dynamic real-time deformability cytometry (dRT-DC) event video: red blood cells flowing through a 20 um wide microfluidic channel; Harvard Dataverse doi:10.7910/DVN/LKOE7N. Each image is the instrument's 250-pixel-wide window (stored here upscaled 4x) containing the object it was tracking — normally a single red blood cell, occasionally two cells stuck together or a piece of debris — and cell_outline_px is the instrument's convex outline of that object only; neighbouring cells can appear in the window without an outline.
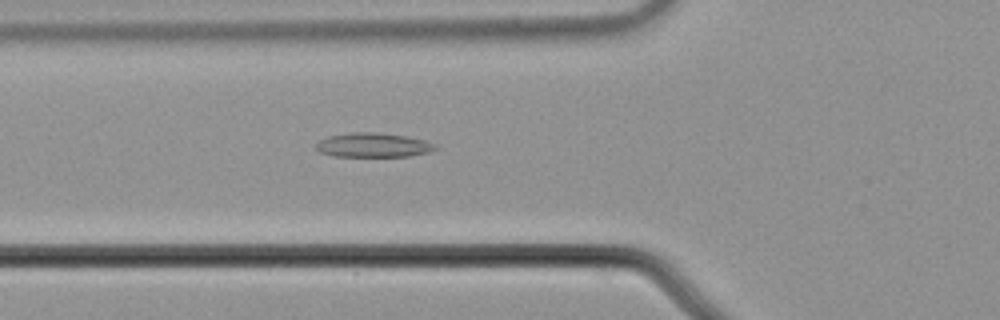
{"species": "common noctule bat (a hibernating species)", "species_latin": "Nyctalus noctula", "temperature_condition": "cold", "stored_images_in_passage": 45, "camera_frame_rate_fps": 3000, "um_per_image_px": 0.085, "animal": {"sex": "male", "body_mass_g": 21.5, "forearm_length_mm": 52.0}, "frame": {"image": 1, "passage_image": 10, "time_ms": 3.0, "image_size_px": [1000, 320], "cell_outline_px": [[440, 148], [432, 152], [408, 156], [332, 156], [320, 152], [316, 148], [316, 144], [320, 140], [328, 136], [348, 132], [376, 132], [408, 136], [424, 140], [436, 144]], "centroid_in_image_um": [31.77, 12.32], "position_along_channel_um": 94.0, "area_um2": 17.11}}
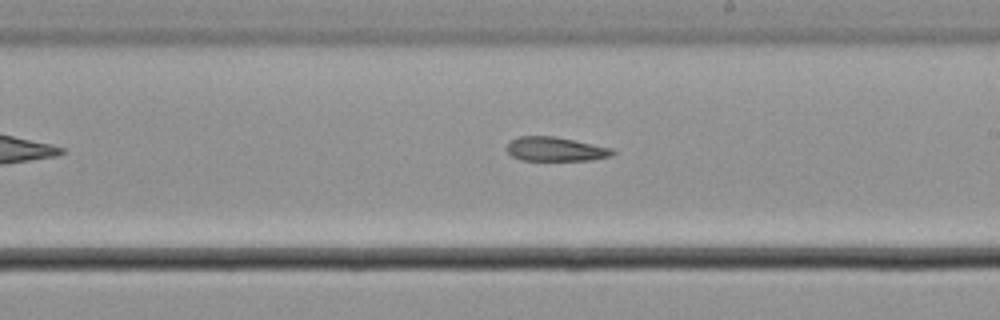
{"frame": {"image": 2, "passage_image": 22, "time_ms": 7.0, "image_size_px": [1000, 320], "cell_outline_px": [[616, 152], [612, 156], [592, 160], [520, 160], [512, 156], [508, 152], [508, 144], [512, 140], [520, 136], [552, 136], [612, 148]], "centroid_in_image_um": [47.24, 12.69], "position_along_channel_um": 241.8, "area_um2": 14.68}}
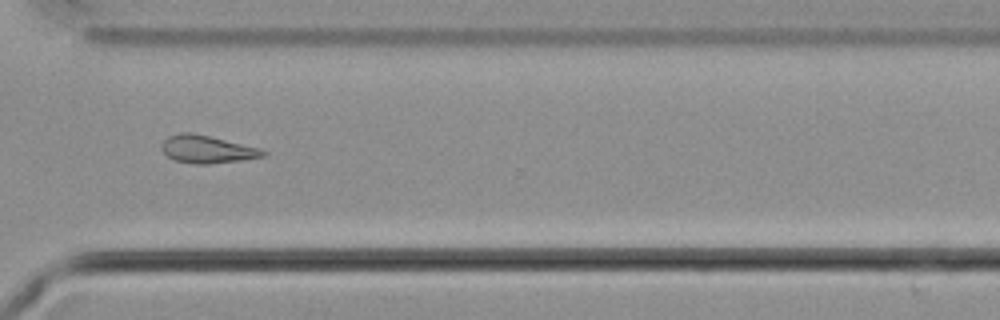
{"frame": {"image": 3, "passage_image": 31, "time_ms": 10.0, "image_size_px": [1000, 320], "cell_outline_px": [[268, 152], [264, 156], [240, 160], [208, 164], [196, 164], [172, 160], [164, 152], [164, 140], [168, 136], [180, 132], [192, 132], [260, 148]], "centroid_in_image_um": [17.61, 12.69], "position_along_channel_um": 353.0, "area_um2": 16.13}, "authors_computed_cell_mechanics": {"area_um2": 16.2996, "velocity_mm_per_s": 3.6858, "shape_relaxation_time_tau1_ms": null, "shape_relaxation_time_tau2_ms": 7.0904, "deformation_change_tau1": null, "deformation_change_tau2": 0.161}}